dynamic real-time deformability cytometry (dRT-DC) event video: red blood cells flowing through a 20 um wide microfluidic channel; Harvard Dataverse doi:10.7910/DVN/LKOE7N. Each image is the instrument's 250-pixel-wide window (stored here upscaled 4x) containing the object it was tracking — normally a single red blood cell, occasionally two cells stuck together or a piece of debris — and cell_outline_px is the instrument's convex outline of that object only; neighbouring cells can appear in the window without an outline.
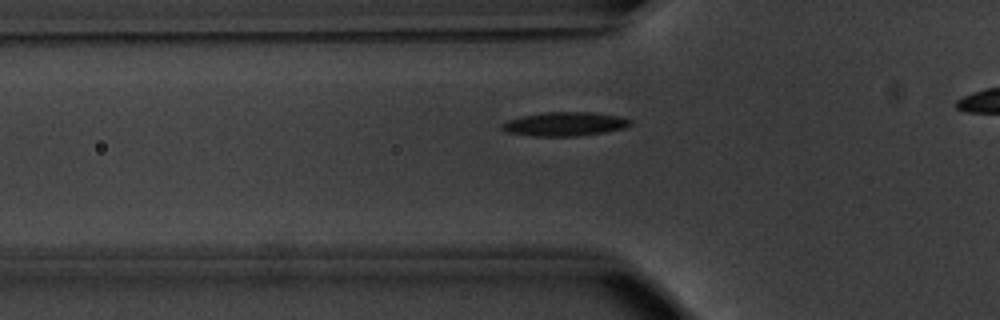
{"species": "common noctule bat (a hibernating species)", "species_latin": "Nyctalus noctula", "temperature_condition": "warm", "stored_images_in_passage": 38, "camera_frame_rate_fps": 3000, "um_per_image_px": 0.085, "animal": {"sex": "male", "body_mass_g": 20.1, "forearm_length_mm": 53.5}, "frame": {"image": 1, "passage_image": 12, "time_ms": 3.667, "image_size_px": [1000, 320], "cell_outline_px": [[632, 124], [624, 128], [604, 132], [576, 136], [532, 136], [504, 132], [500, 128], [500, 124], [508, 120], [524, 116], [544, 112], [592, 112], [620, 116], [632, 120]], "centroid_in_image_um": [47.99, 10.54], "position_along_channel_um": 77.8, "area_um2": 17.98}}
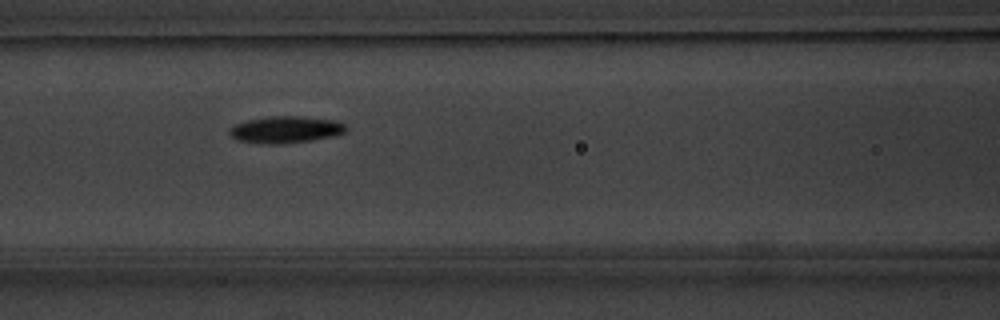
{"frame": {"image": 2, "passage_image": 17, "time_ms": 5.333, "image_size_px": [1000, 320], "cell_outline_px": [[348, 128], [344, 132], [336, 136], [312, 140], [280, 144], [264, 144], [236, 140], [228, 132], [236, 124], [248, 120], [272, 116], [304, 116], [332, 120], [344, 124]], "centroid_in_image_um": [24.3, 11.02], "position_along_channel_um": 142.3, "area_um2": 18.15}}
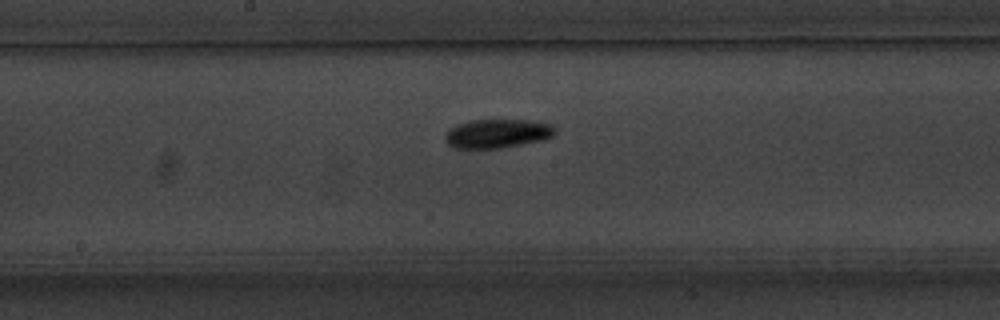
{"frame": {"image": 3, "passage_image": 22, "time_ms": 7.0, "image_size_px": [1000, 320], "cell_outline_px": [[556, 132], [552, 136], [544, 140], [500, 148], [452, 148], [444, 140], [444, 132], [448, 128], [456, 124], [468, 120], [536, 120], [552, 124], [556, 128]], "centroid_in_image_um": [42.25, 11.34], "position_along_channel_um": 205.9, "area_um2": 18.96}}